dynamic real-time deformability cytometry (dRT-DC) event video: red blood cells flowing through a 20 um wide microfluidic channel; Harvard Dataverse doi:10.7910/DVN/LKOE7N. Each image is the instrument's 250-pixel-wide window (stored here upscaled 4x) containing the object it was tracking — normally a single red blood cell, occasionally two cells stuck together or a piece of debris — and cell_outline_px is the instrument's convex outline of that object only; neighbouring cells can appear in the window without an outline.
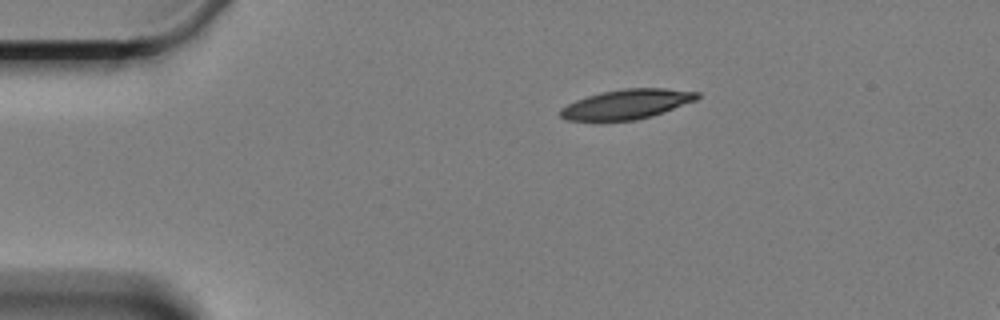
{"species": "Egyptian fruit bat (a non-hibernating species)", "species_latin": "Rousettus aegyptiacus", "temperature_condition": "cold", "stored_images_in_passage": 8, "camera_frame_rate_fps": 3000, "um_per_image_px": 0.085, "animal": {"sex": "female"}, "frame": {"image": 1, "passage_image": 1, "time_ms": 0.0, "image_size_px": [1000, 320], "cell_outline_px": [[700, 96], [696, 100], [652, 116], [636, 120], [600, 124], [564, 120], [560, 116], [560, 108], [576, 100], [600, 92], [624, 88], [664, 88], [700, 92]], "centroid_in_image_um": [53.18, 8.91], "position_along_channel_um": 31.8, "area_um2": 24.57}}